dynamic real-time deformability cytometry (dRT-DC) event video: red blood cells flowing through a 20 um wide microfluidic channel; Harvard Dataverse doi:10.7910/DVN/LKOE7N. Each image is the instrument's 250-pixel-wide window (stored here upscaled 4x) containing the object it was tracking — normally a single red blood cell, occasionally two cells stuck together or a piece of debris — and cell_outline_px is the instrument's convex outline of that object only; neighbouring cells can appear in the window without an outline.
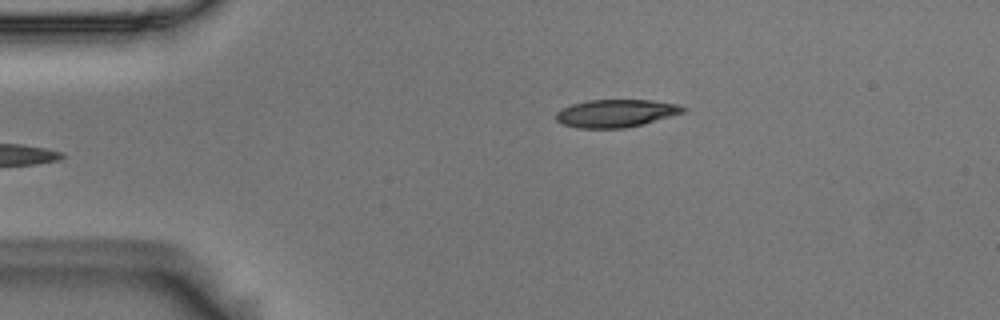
{"species": "Egyptian fruit bat (a non-hibernating species)", "species_latin": "Rousettus aegyptiacus", "temperature_condition": "room temperature", "stored_images_in_passage": 4, "camera_frame_rate_fps": 3000, "um_per_image_px": 0.085, "animal": {"sex": "male"}, "frame": {"image": 1, "passage_image": 4, "time_ms": 1.0, "image_size_px": [1000, 320], "cell_outline_px": [[688, 108], [684, 112], [672, 116], [644, 124], [624, 128], [580, 128], [564, 124], [556, 120], [556, 112], [572, 104], [588, 100], [652, 100], [676, 104]], "centroid_in_image_um": [52.39, 9.63], "position_along_channel_um": 32.6, "area_um2": 20.46}}